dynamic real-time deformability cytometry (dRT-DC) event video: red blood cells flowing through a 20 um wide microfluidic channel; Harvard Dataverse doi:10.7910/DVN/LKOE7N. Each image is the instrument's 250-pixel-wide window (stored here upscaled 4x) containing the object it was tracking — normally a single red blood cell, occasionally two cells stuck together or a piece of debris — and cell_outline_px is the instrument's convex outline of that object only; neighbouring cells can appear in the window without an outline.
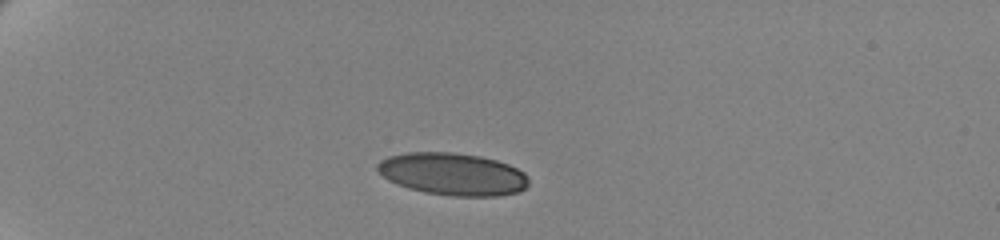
{"species": "human", "species_latin": "Homo sapiens", "temperature_condition": "cold", "stored_images_in_passage": 43, "camera_frame_rate_fps": 3000, "um_per_image_px": 0.085, "donor": {"sex": "female"}, "frame": {"image": 1, "passage_image": 1, "time_ms": 0.0, "image_size_px": [1000, 240], "cell_outline_px": [[528, 184], [520, 192], [496, 196], [456, 196], [424, 192], [408, 188], [388, 180], [376, 168], [376, 164], [380, 160], [388, 156], [408, 152], [452, 152], [480, 156], [496, 160], [508, 164], [524, 172], [528, 176]], "centroid_in_image_um": [38.48, 14.79], "position_along_channel_um": 46.5, "area_um2": 37.34}}
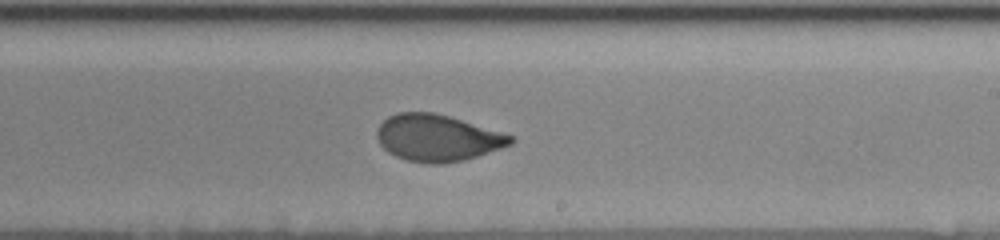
{"frame": {"image": 2, "passage_image": 23, "time_ms": 7.333, "image_size_px": [1000, 240], "cell_outline_px": [[516, 140], [512, 144], [464, 160], [440, 164], [432, 164], [408, 160], [396, 156], [388, 152], [380, 144], [376, 136], [376, 132], [380, 124], [388, 116], [396, 112], [432, 112], [448, 116], [500, 132], [512, 136]], "centroid_in_image_um": [37.14, 11.72], "position_along_channel_um": 251.9, "area_um2": 35.95}}
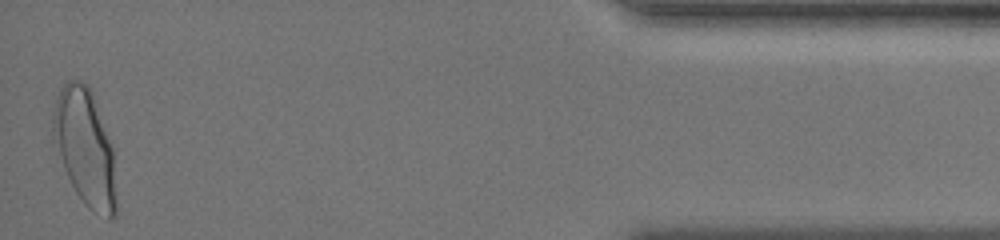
{"frame": {"image": 3, "passage_image": 43, "time_ms": 14.0, "image_size_px": [1000, 240], "cell_outline_px": [[116, 216], [108, 220], [92, 212], [84, 204], [76, 192], [64, 168], [52, 132], [52, 112], [56, 96], [60, 88], [68, 80], [80, 80], [92, 88], [112, 148], [116, 200]], "centroid_in_image_um": [7.23, 12.51], "position_along_channel_um": 428.0, "area_um2": 42.83}, "authors_computed_cell_mechanics": {"area_um2": 37.1654, "velocity_mm_per_s": 3.4856, "shape_relaxation_time_tau1_ms": 5.2736, "shape_relaxation_time_tau2_ms": null, "deformation_change_tau1": 0.1519, "deformation_change_tau2": null}}